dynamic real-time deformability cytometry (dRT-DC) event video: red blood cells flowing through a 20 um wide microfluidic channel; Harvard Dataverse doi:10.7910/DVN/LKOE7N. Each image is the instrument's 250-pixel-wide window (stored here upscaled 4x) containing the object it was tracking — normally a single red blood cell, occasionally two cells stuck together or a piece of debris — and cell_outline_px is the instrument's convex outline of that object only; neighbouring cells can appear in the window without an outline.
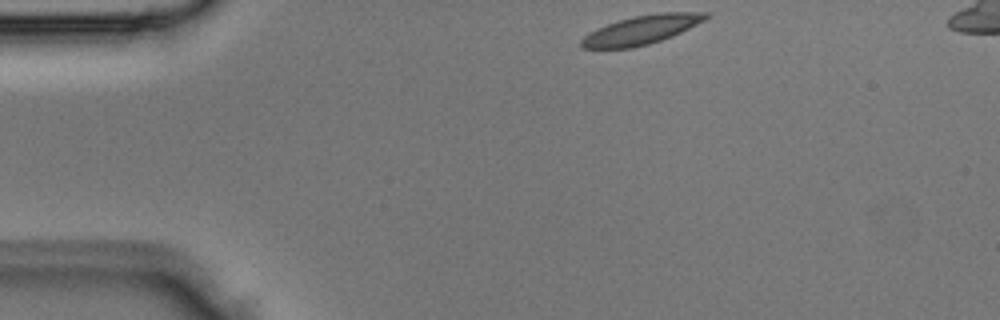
{"species": "Egyptian fruit bat (a non-hibernating species)", "species_latin": "Rousettus aegyptiacus", "temperature_condition": "room temperature", "stored_images_in_passage": 3, "camera_frame_rate_fps": 3000, "um_per_image_px": 0.085, "animal": {"sex": "male"}, "frame": {"image": 1, "passage_image": 1, "time_ms": 0.0, "image_size_px": [1000, 320], "cell_outline_px": [[708, 16], [704, 20], [672, 36], [648, 44], [632, 48], [580, 48], [580, 40], [584, 36], [608, 24], [632, 16], [660, 12], [708, 12]], "centroid_in_image_um": [54.52, 2.54], "position_along_channel_um": 30.5, "area_um2": 20.52}}